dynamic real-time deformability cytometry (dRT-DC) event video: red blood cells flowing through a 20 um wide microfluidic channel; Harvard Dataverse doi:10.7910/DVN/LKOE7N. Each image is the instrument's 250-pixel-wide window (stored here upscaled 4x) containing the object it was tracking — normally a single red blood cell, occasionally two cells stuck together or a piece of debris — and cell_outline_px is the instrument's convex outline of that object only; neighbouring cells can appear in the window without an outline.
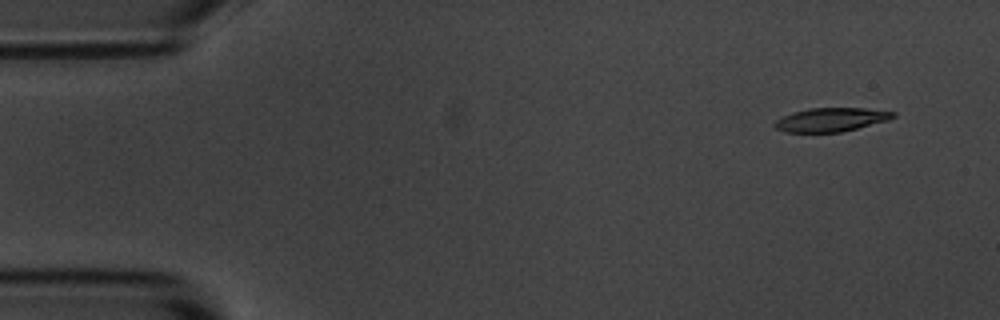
{"species": "common noctule bat (a hibernating species)", "species_latin": "Nyctalus noctula", "temperature_condition": "room temperature", "stored_images_in_passage": 12, "camera_frame_rate_fps": 3000, "um_per_image_px": 0.085, "animal": {"sex": "male", "body_mass_g": 20.1, "forearm_length_mm": 53.5}, "frame": {"image": 1, "passage_image": 1, "time_ms": 0.0, "image_size_px": [1000, 320], "cell_outline_px": [[896, 116], [888, 120], [840, 132], [784, 132], [776, 128], [772, 124], [776, 120], [792, 112], [808, 108], [864, 108], [896, 112]], "centroid_in_image_um": [70.61, 10.16], "position_along_channel_um": 14.4, "area_um2": 16.3}}
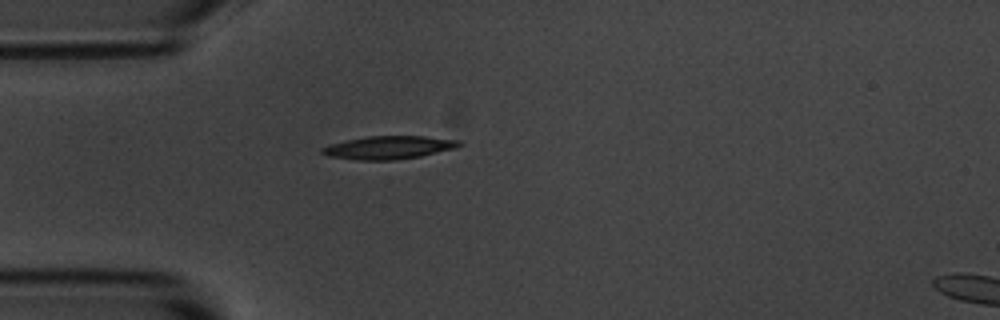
{"frame": {"image": 2, "passage_image": 12, "time_ms": 3.667, "image_size_px": [1000, 320], "cell_outline_px": [[464, 144], [456, 148], [420, 156], [396, 160], [356, 160], [328, 156], [320, 152], [320, 148], [332, 144], [348, 140], [368, 136], [424, 136], [460, 140]], "centroid_in_image_um": [33.07, 12.54], "position_along_channel_um": 51.9, "area_um2": 18.44}}